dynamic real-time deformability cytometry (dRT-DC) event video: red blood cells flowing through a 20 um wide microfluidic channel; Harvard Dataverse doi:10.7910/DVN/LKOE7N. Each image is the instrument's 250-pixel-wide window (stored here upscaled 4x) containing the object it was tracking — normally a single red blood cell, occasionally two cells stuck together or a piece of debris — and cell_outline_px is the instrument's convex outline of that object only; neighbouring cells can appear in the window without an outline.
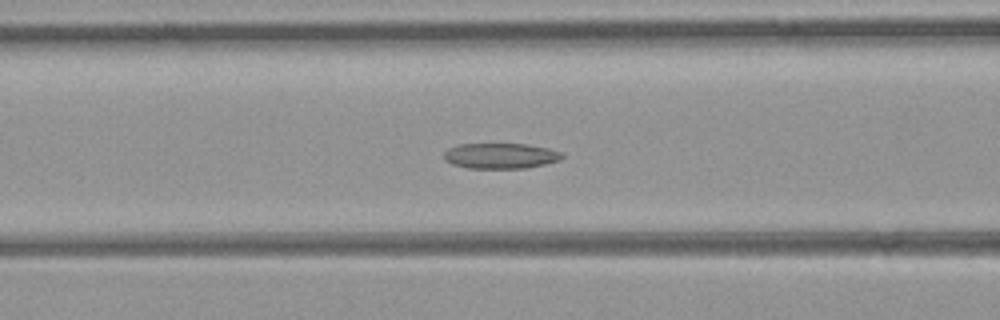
{"species": "common noctule bat (a hibernating species)", "species_latin": "Nyctalus noctula", "temperature_condition": "room temperature", "stored_images_in_passage": 47, "camera_frame_rate_fps": 3000, "um_per_image_px": 0.085, "animal": {"sex": "female", "body_mass_g": 21.9}, "frame": {"image": 1, "passage_image": 18, "time_ms": 5.667, "image_size_px": [1000, 320], "cell_outline_px": [[564, 156], [560, 160], [528, 168], [468, 168], [452, 164], [444, 160], [444, 152], [448, 148], [460, 144], [528, 144], [548, 148], [560, 152]], "centroid_in_image_um": [42.53, 13.25], "position_along_channel_um": 124.1, "area_um2": 17.57}}
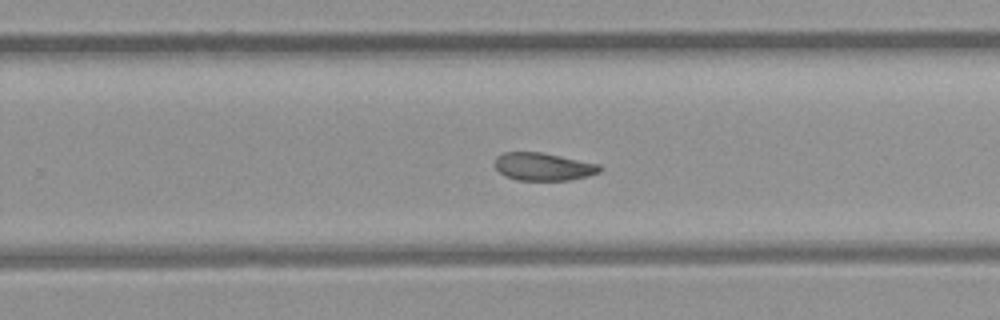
{"frame": {"image": 2, "passage_image": 29, "time_ms": 9.333, "image_size_px": [1000, 320], "cell_outline_px": [[604, 168], [600, 172], [588, 176], [568, 180], [516, 180], [504, 176], [492, 164], [496, 156], [504, 152], [540, 152], [600, 164]], "centroid_in_image_um": [46.16, 14.17], "position_along_channel_um": 283.6, "area_um2": 17.17}}
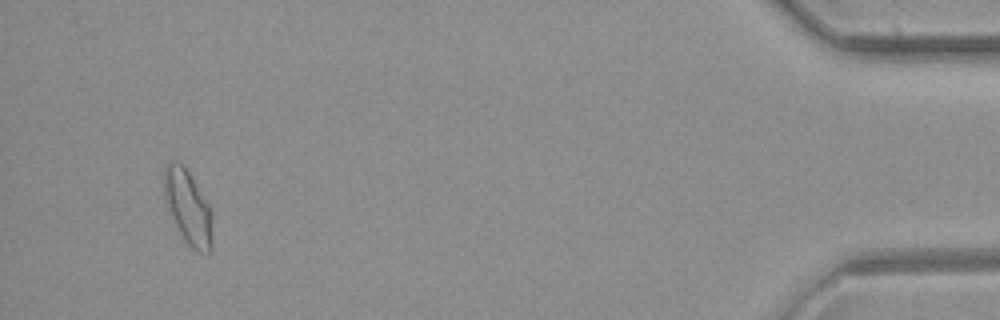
{"frame": {"image": 3, "passage_image": 44, "time_ms": 14.333, "image_size_px": [1000, 320], "cell_outline_px": [[212, 252], [200, 252], [192, 248], [184, 240], [168, 208], [164, 196], [164, 164], [172, 160], [176, 160], [184, 164], [208, 204], [212, 212]], "centroid_in_image_um": [15.98, 17.58], "position_along_channel_um": 419.2, "area_um2": 20.87}, "authors_computed_cell_mechanics": {"area_um2": 19.1896, "velocity_mm_per_s": 4.358, "shape_relaxation_time_tau1_ms": null, "shape_relaxation_time_tau2_ms": 4.1093, "deformation_change_tau1": null, "deformation_change_tau2": 0.1081}}